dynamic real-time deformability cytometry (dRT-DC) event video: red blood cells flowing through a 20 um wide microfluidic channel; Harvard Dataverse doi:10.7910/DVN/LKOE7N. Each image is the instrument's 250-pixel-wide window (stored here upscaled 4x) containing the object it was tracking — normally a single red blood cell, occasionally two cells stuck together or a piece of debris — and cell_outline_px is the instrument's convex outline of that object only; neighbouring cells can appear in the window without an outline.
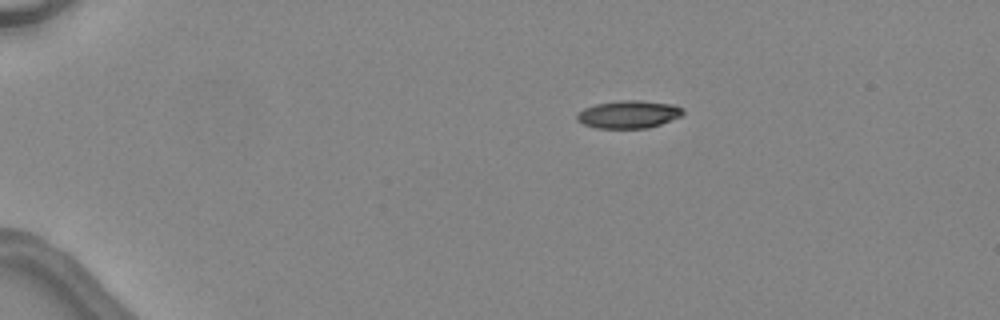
{"species": "common noctule bat (a hibernating species)", "species_latin": "Nyctalus noctula", "temperature_condition": "warm", "stored_images_in_passage": 38, "camera_frame_rate_fps": 3000, "um_per_image_px": 0.085, "animal": {"sex": "female", "body_mass_g": 24.6, "forearm_length_mm": 56.2}, "frame": {"image": 1, "passage_image": 1, "time_ms": 0.0, "image_size_px": [1000, 320], "cell_outline_px": [[684, 112], [680, 116], [660, 124], [648, 128], [596, 128], [584, 124], [576, 120], [576, 112], [584, 108], [596, 104], [620, 100], [640, 100], [676, 104], [684, 108]], "centroid_in_image_um": [53.43, 9.71], "position_along_channel_um": 31.6, "area_um2": 17.28}}
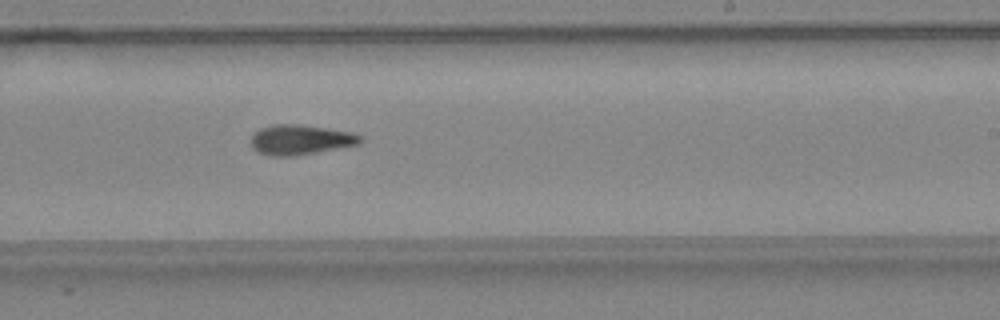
{"frame": {"image": 2, "passage_image": 22, "time_ms": 7.0, "image_size_px": [1000, 320], "cell_outline_px": [[360, 144], [292, 156], [272, 156], [256, 152], [252, 148], [252, 136], [260, 128], [272, 124], [300, 124], [328, 128], [352, 132], [360, 136]], "centroid_in_image_um": [25.5, 11.87], "position_along_channel_um": 263.5, "area_um2": 18.96}}
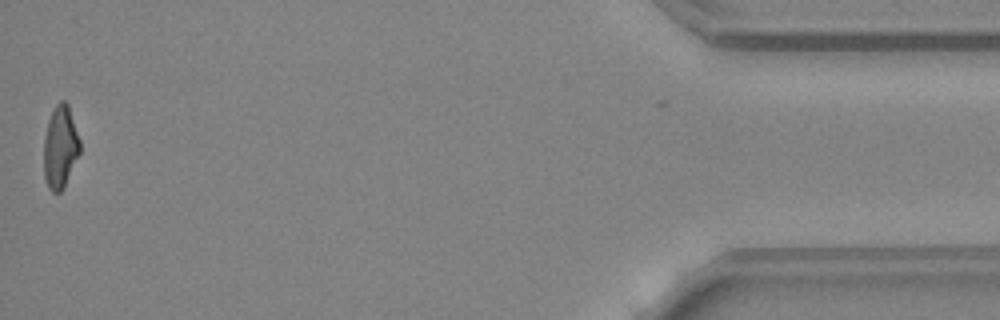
{"frame": {"image": 3, "passage_image": 38, "time_ms": 12.333, "image_size_px": [1000, 320], "cell_outline_px": [[80, 152], [64, 188], [60, 192], [52, 192], [48, 188], [44, 176], [44, 136], [48, 120], [56, 104], [60, 100], [64, 100], [68, 104], [80, 140]], "centroid_in_image_um": [5.12, 12.51], "position_along_channel_um": 430.1, "area_um2": 17.46}, "authors_computed_cell_mechanics": {"area_um2": 18.4671, "velocity_mm_per_s": 4.5975, "shape_relaxation_time_tau1_ms": 8.7574, "shape_relaxation_time_tau2_ms": 6.5273, "deformation_change_tau1": 0.2465, "deformation_change_tau2": 0.1681}}